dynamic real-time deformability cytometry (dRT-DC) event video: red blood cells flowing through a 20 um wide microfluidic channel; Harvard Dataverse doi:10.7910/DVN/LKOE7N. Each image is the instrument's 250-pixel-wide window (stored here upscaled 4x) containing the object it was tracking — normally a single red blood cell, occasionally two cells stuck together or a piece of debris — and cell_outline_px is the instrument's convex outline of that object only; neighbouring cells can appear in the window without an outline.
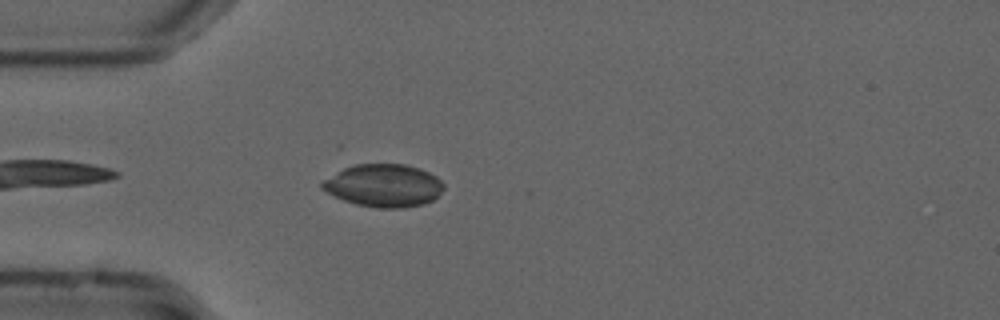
{"species": "common noctule bat (a hibernating species)", "species_latin": "Nyctalus noctula", "temperature_condition": "cold", "stored_images_in_passage": 28, "camera_frame_rate_fps": 3000, "um_per_image_px": 0.085, "animal": {"sex": "male", "forearm_length_mm": 52.5}, "frame": {"image": 1, "passage_image": 4, "time_ms": 1.0, "image_size_px": [1000, 320], "cell_outline_px": [[444, 188], [432, 200], [424, 204], [404, 208], [376, 208], [356, 204], [344, 200], [320, 188], [320, 184], [324, 180], [336, 172], [344, 168], [356, 164], [404, 164], [420, 168], [436, 176], [444, 184]], "centroid_in_image_um": [32.62, 15.77], "position_along_channel_um": 52.4, "area_um2": 30.17}}
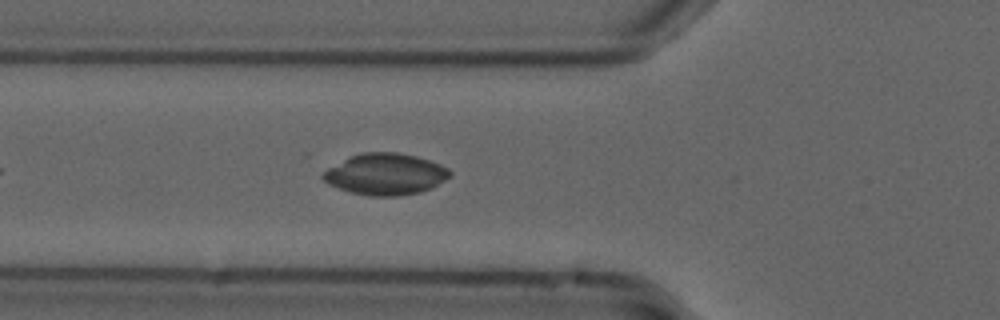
{"frame": {"image": 2, "passage_image": 8, "time_ms": 2.333, "image_size_px": [1000, 320], "cell_outline_px": [[452, 176], [432, 188], [420, 192], [400, 196], [372, 196], [352, 192], [328, 184], [320, 176], [328, 168], [348, 156], [360, 152], [396, 152], [416, 156], [440, 164], [448, 168], [452, 172]], "centroid_in_image_um": [32.78, 14.79], "position_along_channel_um": 93.0, "area_um2": 30.75}}
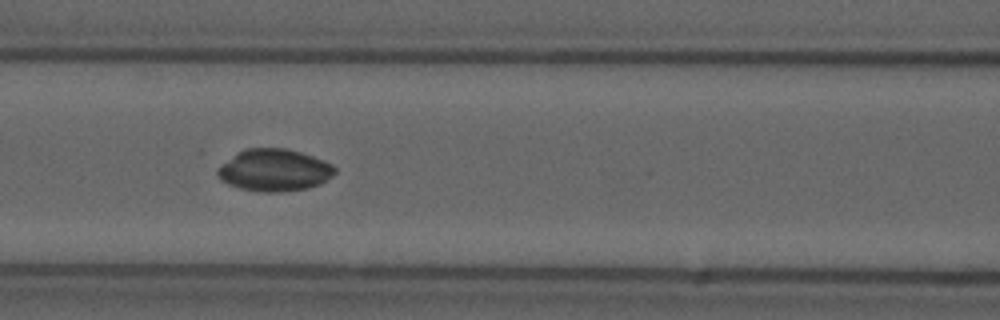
{"frame": {"image": 3, "passage_image": 12, "time_ms": 3.667, "image_size_px": [1000, 320], "cell_outline_px": [[336, 172], [328, 180], [320, 184], [308, 188], [280, 192], [264, 192], [240, 188], [228, 184], [220, 180], [216, 176], [216, 172], [220, 164], [236, 152], [244, 148], [288, 148], [324, 160], [332, 164], [336, 168]], "centroid_in_image_um": [23.29, 14.45], "position_along_channel_um": 143.3, "area_um2": 29.13}}